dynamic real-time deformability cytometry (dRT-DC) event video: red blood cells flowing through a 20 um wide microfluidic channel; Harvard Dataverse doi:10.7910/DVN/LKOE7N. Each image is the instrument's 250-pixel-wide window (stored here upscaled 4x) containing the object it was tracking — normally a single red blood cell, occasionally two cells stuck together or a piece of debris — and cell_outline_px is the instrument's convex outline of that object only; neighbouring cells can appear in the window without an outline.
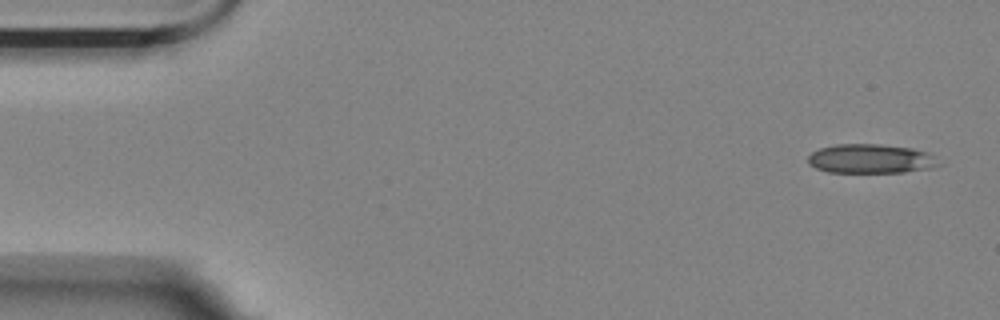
{"species": "Egyptian fruit bat (a non-hibernating species)", "species_latin": "Rousettus aegyptiacus", "temperature_condition": "room temperature", "stored_images_in_passage": 4, "camera_frame_rate_fps": 3000, "um_per_image_px": 0.085, "animal": {"sex": "female"}, "frame": {"image": 1, "passage_image": 1, "time_ms": 0.0, "image_size_px": [1000, 320], "cell_outline_px": [[944, 164], [932, 168], [904, 172], [828, 172], [816, 168], [808, 164], [808, 156], [812, 152], [820, 148], [836, 144], [880, 144], [912, 148], [928, 152]], "centroid_in_image_um": [74.05, 13.49], "position_along_channel_um": 11.0, "area_um2": 22.43}}
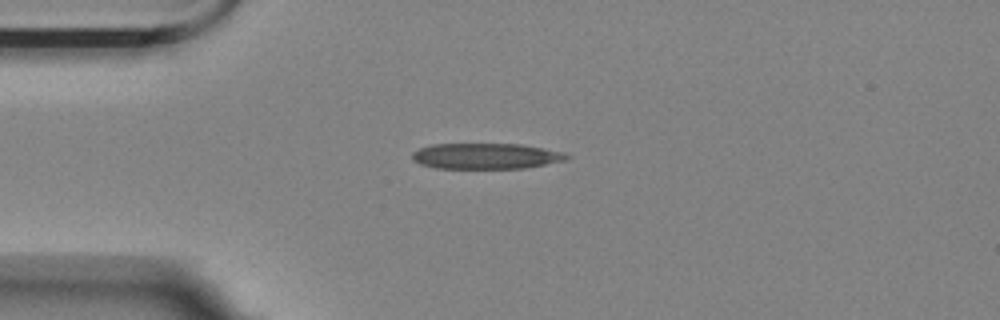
{"frame": {"image": 2, "passage_image": 4, "time_ms": 1.0, "image_size_px": [1000, 320], "cell_outline_px": [[572, 156], [568, 160], [524, 168], [436, 168], [420, 164], [412, 160], [412, 152], [420, 148], [432, 144], [520, 144], [564, 152]], "centroid_in_image_um": [41.32, 13.27], "position_along_channel_um": 43.7, "area_um2": 23.24}}